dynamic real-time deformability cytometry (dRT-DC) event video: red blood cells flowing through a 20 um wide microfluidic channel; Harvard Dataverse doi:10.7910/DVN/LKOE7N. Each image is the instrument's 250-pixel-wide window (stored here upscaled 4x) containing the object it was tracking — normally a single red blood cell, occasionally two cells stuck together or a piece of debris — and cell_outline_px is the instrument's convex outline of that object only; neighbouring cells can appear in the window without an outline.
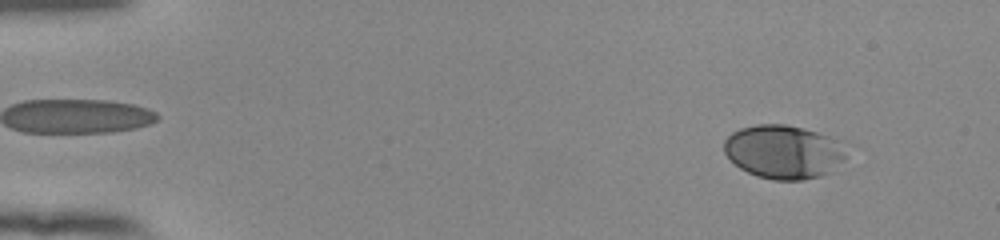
{"species": "human", "species_latin": "Homo sapiens", "temperature_condition": "room temperature", "stored_images_in_passage": 53, "camera_frame_rate_fps": 3000, "um_per_image_px": 0.085, "donor": {"sex": "female"}, "frame": {"image": 1, "passage_image": 5, "time_ms": 1.333, "image_size_px": [1000, 240], "cell_outline_px": [[856, 144], [848, 156], [832, 172], [820, 176], [804, 180], [772, 180], [756, 176], [740, 168], [724, 152], [724, 140], [732, 132], [740, 128], [756, 124], [784, 124], [804, 128], [844, 140]], "centroid_in_image_um": [66.77, 12.89], "position_along_channel_um": 18.2, "area_um2": 39.59}}
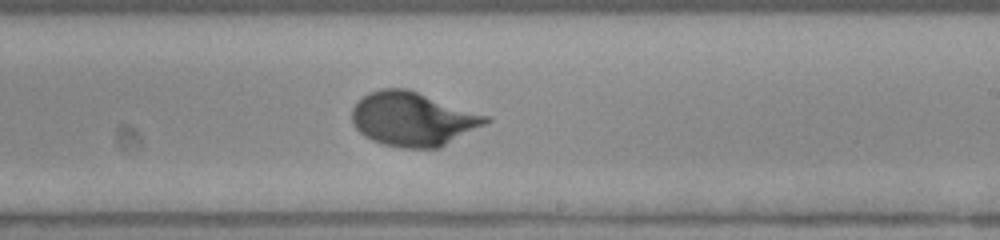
{"frame": {"image": 2, "passage_image": 33, "time_ms": 10.667, "image_size_px": [1000, 240], "cell_outline_px": [[492, 120], [440, 148], [400, 148], [380, 144], [364, 136], [356, 128], [352, 120], [352, 108], [368, 92], [380, 88], [408, 88], [488, 116]], "centroid_in_image_um": [35.07, 10.12], "position_along_channel_um": 253.9, "area_um2": 42.08}}
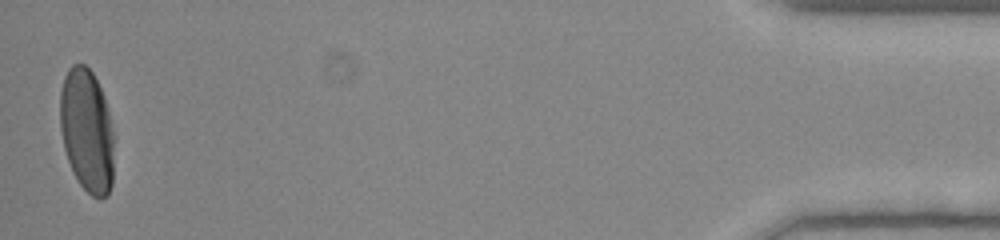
{"frame": {"image": 3, "passage_image": 53, "time_ms": 17.333, "image_size_px": [1000, 240], "cell_outline_px": [[112, 184], [108, 196], [100, 200], [92, 196], [80, 184], [72, 172], [64, 148], [60, 128], [60, 92], [64, 76], [68, 68], [72, 64], [84, 64], [92, 72], [104, 96], [108, 112], [112, 132]], "centroid_in_image_um": [7.36, 11.11], "position_along_channel_um": 427.8, "area_um2": 38.67}, "authors_computed_cell_mechanics": {"area_um2": 39.1306, "velocity_mm_per_s": 3.8386, "shape_relaxation_time_tau1_ms": 2.8078, "shape_relaxation_time_tau2_ms": null, "deformation_change_tau1": 0.1621, "deformation_change_tau2": null}}